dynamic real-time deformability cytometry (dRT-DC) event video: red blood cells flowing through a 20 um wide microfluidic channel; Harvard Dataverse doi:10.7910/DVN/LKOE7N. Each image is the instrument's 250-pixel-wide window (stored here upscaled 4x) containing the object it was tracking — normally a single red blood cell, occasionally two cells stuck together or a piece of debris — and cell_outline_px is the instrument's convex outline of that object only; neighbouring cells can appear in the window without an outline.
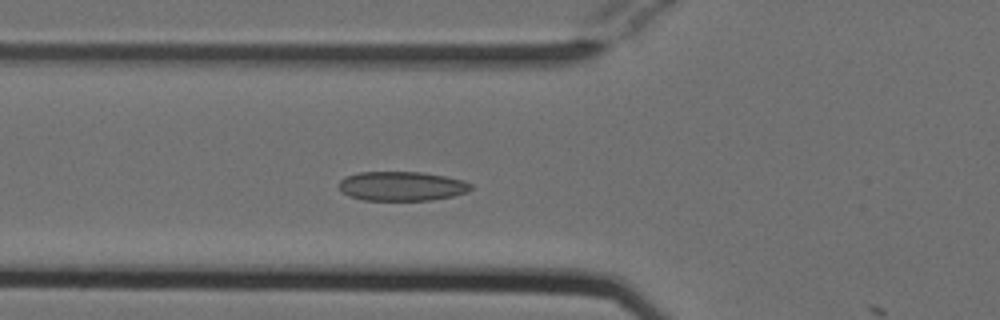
{"species": "Egyptian fruit bat (a non-hibernating species)", "species_latin": "Rousettus aegyptiacus", "temperature_condition": "cold", "stored_images_in_passage": 18, "camera_frame_rate_fps": 3000, "um_per_image_px": 0.085, "animal": {"sex": "female"}, "frame": {"image": 1, "passage_image": 17, "time_ms": 5.333, "image_size_px": [1000, 320], "cell_outline_px": [[472, 188], [468, 192], [452, 196], [432, 200], [364, 200], [348, 196], [340, 192], [336, 184], [344, 176], [360, 172], [420, 172], [444, 176], [464, 180], [472, 184]], "centroid_in_image_um": [34.1, 15.82], "position_along_channel_um": 91.7, "area_um2": 22.83}}